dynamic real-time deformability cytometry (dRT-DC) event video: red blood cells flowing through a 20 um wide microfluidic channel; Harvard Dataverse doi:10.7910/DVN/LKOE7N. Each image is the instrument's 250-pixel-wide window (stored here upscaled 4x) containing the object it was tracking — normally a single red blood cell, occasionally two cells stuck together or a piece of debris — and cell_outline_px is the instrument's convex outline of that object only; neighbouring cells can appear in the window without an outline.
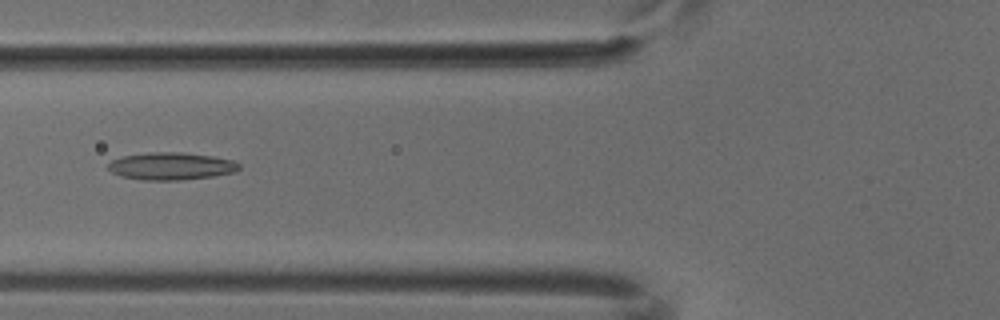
{"species": "common noctule bat (a hibernating species)", "species_latin": "Nyctalus noctula", "temperature_condition": "cold", "stored_images_in_passage": 6, "camera_frame_rate_fps": 3000, "um_per_image_px": 0.085, "animal": {"sex": "male", "body_mass_g": 18.8}, "frame": {"image": 1, "passage_image": 6, "time_ms": 1.667, "image_size_px": [1000, 320], "cell_outline_px": [[240, 168], [236, 172], [212, 176], [180, 180], [144, 180], [120, 176], [112, 172], [108, 168], [108, 164], [112, 160], [124, 156], [148, 152], [180, 152], [212, 156], [232, 160], [240, 164]], "centroid_in_image_um": [14.55, 14.12], "position_along_channel_um": 111.2, "area_um2": 20.87}}